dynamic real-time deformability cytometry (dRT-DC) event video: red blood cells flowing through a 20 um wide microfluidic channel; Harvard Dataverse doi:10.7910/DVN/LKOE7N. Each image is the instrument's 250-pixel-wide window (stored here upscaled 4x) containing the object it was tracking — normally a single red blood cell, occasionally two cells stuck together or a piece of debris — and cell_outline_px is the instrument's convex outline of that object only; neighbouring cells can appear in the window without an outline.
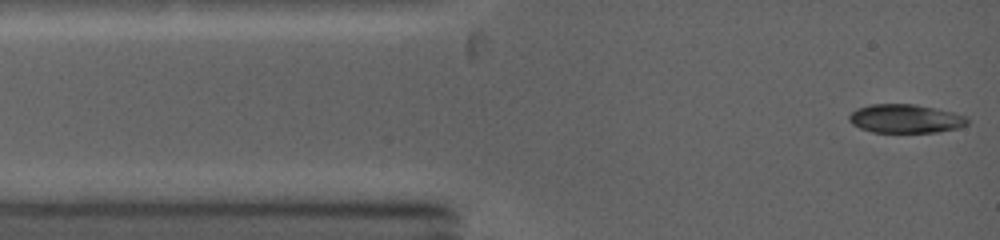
{"species": "common noctule bat (a hibernating species)", "species_latin": "Nyctalus noctula", "temperature_condition": "warm", "stored_images_in_passage": 4, "camera_frame_rate_fps": 5000, "um_per_image_px": 0.085, "animal": {"sex": "female", "body_mass_g": 19.0, "forearm_length_mm": 53.3}, "frame": {"image": 1, "passage_image": 1, "time_ms": 0.0, "image_size_px": [1000, 240], "cell_outline_px": [[968, 124], [956, 128], [936, 132], [872, 132], [860, 128], [852, 124], [848, 120], [848, 116], [856, 108], [868, 104], [916, 104], [936, 108], [952, 112], [964, 116], [968, 120]], "centroid_in_image_um": [76.91, 10.08], "position_along_channel_um": 8.1, "area_um2": 19.77}}
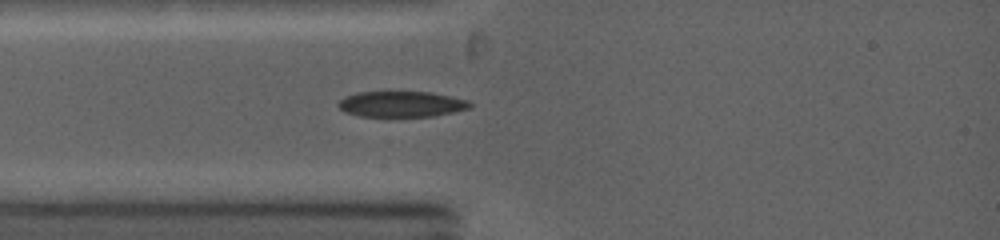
{"frame": {"image": 2, "passage_image": 4, "time_ms": 2.2, "image_size_px": [1000, 240], "cell_outline_px": [[472, 104], [468, 108], [452, 112], [432, 116], [360, 116], [344, 112], [336, 104], [344, 96], [356, 92], [432, 92], [468, 100]], "centroid_in_image_um": [34.07, 8.84], "position_along_channel_um": 50.9, "area_um2": 19.65}}